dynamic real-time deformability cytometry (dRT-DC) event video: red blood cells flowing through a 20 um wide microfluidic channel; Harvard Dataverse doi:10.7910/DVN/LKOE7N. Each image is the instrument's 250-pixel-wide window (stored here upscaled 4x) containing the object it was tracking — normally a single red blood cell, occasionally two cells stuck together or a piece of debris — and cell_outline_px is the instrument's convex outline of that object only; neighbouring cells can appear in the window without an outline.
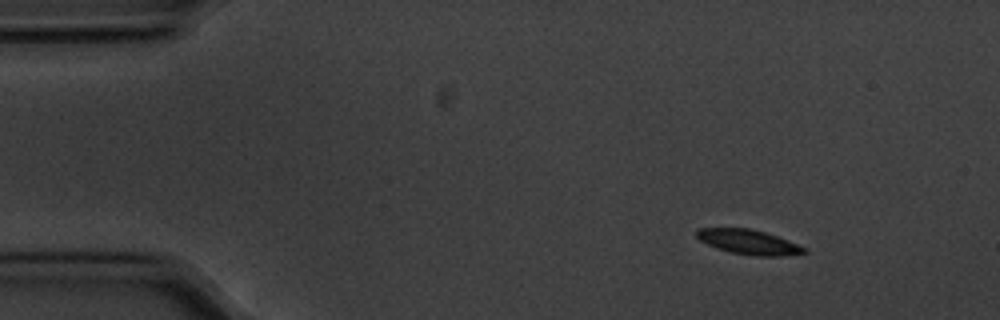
{"species": "common noctule bat (a hibernating species)", "species_latin": "Nyctalus noctula", "temperature_condition": "cold", "stored_images_in_passage": 50, "camera_frame_rate_fps": 3000, "um_per_image_px": 0.085, "animal": {"sex": "male", "body_mass_g": 20.1, "forearm_length_mm": 53.5}, "frame": {"image": 1, "passage_image": 1, "time_ms": 0.0, "image_size_px": [1000, 320], "cell_outline_px": [[808, 252], [784, 256], [756, 256], [732, 252], [716, 248], [700, 240], [696, 236], [696, 228], [748, 228], [764, 232], [776, 236], [808, 248]], "centroid_in_image_um": [63.64, 20.57], "position_along_channel_um": 21.4, "area_um2": 15.37}}
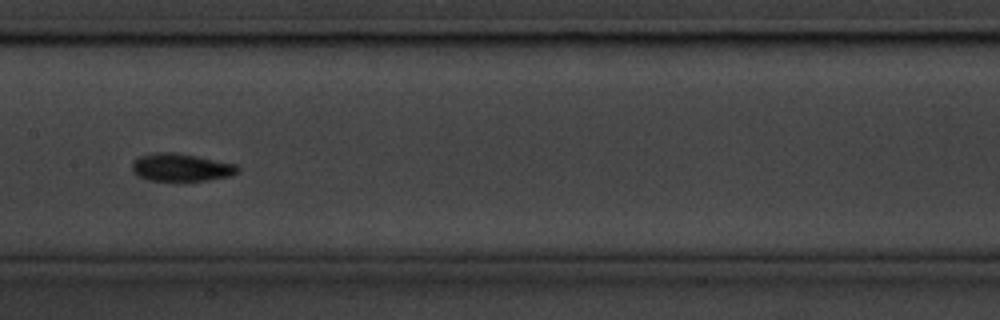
{"frame": {"image": 2, "passage_image": 22, "time_ms": 7.0, "image_size_px": [1000, 320], "cell_outline_px": [[240, 172], [232, 176], [208, 180], [148, 180], [132, 172], [132, 164], [140, 156], [160, 152], [176, 152], [236, 164], [240, 168]], "centroid_in_image_um": [15.45, 14.23], "position_along_channel_um": 192.0, "area_um2": 16.94}}
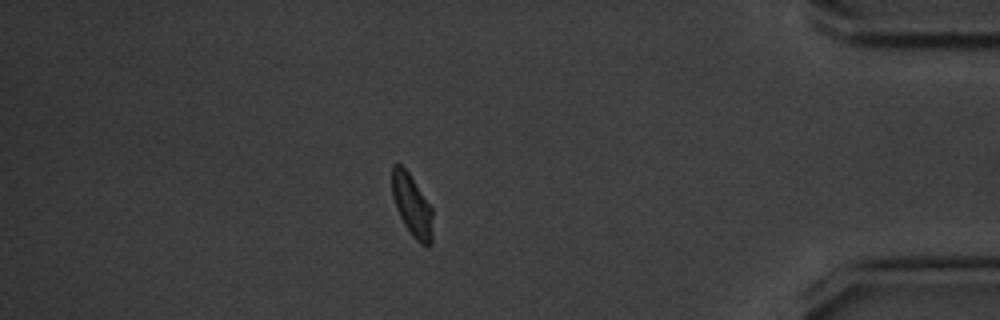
{"frame": {"image": 3, "passage_image": 43, "time_ms": 14.0, "image_size_px": [1000, 320], "cell_outline_px": [[432, 244], [420, 244], [412, 236], [404, 224], [396, 208], [392, 196], [392, 164], [400, 164], [408, 172], [432, 208]], "centroid_in_image_um": [35.01, 17.47], "position_along_channel_um": 400.2, "area_um2": 14.51}, "authors_computed_cell_mechanics": {"area_um2": 15.6638, "velocity_mm_per_s": 3.534, "shape_relaxation_time_tau1_ms": 2.7383, "shape_relaxation_time_tau2_ms": 3.6971, "deformation_change_tau1": 0.0937, "deformation_change_tau2": 0.0703}}